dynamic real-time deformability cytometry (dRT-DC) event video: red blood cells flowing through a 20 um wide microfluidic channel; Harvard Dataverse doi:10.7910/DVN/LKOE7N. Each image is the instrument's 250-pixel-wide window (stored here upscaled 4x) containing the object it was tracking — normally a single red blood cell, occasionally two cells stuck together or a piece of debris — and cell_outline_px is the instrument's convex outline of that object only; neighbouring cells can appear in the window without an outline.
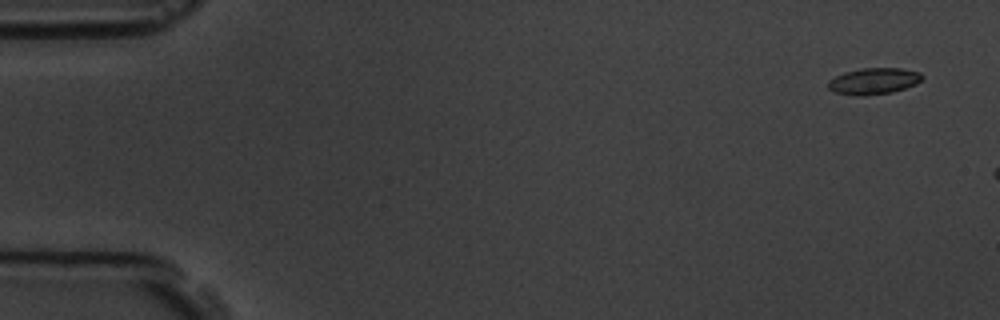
{"species": "common noctule bat (a hibernating species)", "species_latin": "Nyctalus noctula", "temperature_condition": "room temperature", "stored_images_in_passage": 3, "camera_frame_rate_fps": 3000, "um_per_image_px": 0.085, "animal": {"sex": "male", "body_mass_g": 19.5, "forearm_length_mm": 54.6}, "frame": {"image": 1, "passage_image": 1, "time_ms": 0.0, "image_size_px": [1000, 320], "cell_outline_px": [[924, 76], [916, 84], [892, 92], [864, 96], [856, 96], [836, 92], [828, 88], [828, 80], [844, 72], [860, 68], [900, 68], [920, 72]], "centroid_in_image_um": [74.26, 6.89], "position_along_channel_um": 10.7, "area_um2": 14.45}}